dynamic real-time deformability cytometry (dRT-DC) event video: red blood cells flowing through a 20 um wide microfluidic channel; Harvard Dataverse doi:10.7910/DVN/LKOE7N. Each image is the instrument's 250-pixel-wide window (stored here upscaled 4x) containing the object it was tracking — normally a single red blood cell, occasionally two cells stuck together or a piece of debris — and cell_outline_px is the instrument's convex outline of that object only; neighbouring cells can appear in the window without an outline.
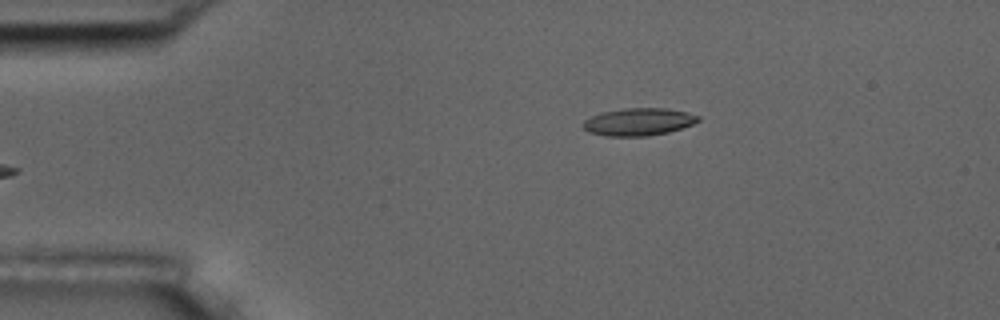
{"species": "common noctule bat (a hibernating species)", "species_latin": "Nyctalus noctula", "temperature_condition": "room temperature", "stored_images_in_passage": 5, "camera_frame_rate_fps": 3000, "um_per_image_px": 0.085, "animal": {"sex": "male", "body_mass_g": 17.5, "forearm_length_mm": 52.3}, "frame": {"image": 1, "passage_image": 5, "time_ms": 4.667, "image_size_px": [1000, 320], "cell_outline_px": [[700, 120], [692, 124], [668, 132], [648, 136], [608, 136], [588, 132], [580, 124], [584, 120], [592, 116], [604, 112], [624, 108], [664, 108], [684, 112], [700, 116]], "centroid_in_image_um": [54.24, 10.36], "position_along_channel_um": 30.8, "area_um2": 18.26}}